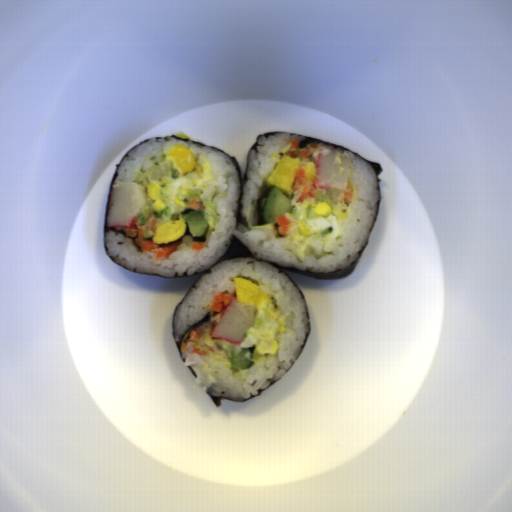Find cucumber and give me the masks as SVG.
<instances>
[{
	"label": "cucumber",
	"instance_id": "2",
	"mask_svg": "<svg viewBox=\"0 0 512 512\" xmlns=\"http://www.w3.org/2000/svg\"><path fill=\"white\" fill-rule=\"evenodd\" d=\"M181 215L186 225L185 234L190 235L192 241L204 243L206 232L210 225L203 211L188 208Z\"/></svg>",
	"mask_w": 512,
	"mask_h": 512
},
{
	"label": "cucumber",
	"instance_id": "3",
	"mask_svg": "<svg viewBox=\"0 0 512 512\" xmlns=\"http://www.w3.org/2000/svg\"><path fill=\"white\" fill-rule=\"evenodd\" d=\"M232 368L238 371L247 370L255 365L256 346L241 347L240 344H230L223 349Z\"/></svg>",
	"mask_w": 512,
	"mask_h": 512
},
{
	"label": "cucumber",
	"instance_id": "1",
	"mask_svg": "<svg viewBox=\"0 0 512 512\" xmlns=\"http://www.w3.org/2000/svg\"><path fill=\"white\" fill-rule=\"evenodd\" d=\"M294 206L291 200L277 186L272 185L261 195L257 207L259 226L267 223H276L278 215L293 213Z\"/></svg>",
	"mask_w": 512,
	"mask_h": 512
}]
</instances>
